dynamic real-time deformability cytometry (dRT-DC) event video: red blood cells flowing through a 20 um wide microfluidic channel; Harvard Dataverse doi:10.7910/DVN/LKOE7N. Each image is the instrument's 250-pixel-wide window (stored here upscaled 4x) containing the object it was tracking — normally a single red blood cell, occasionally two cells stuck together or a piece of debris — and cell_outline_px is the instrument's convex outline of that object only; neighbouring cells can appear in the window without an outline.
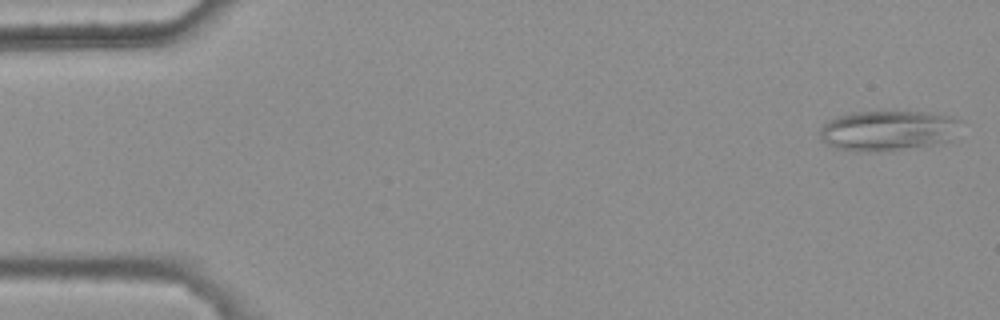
{"species": "common noctule bat (a hibernating species)", "species_latin": "Nyctalus noctula", "temperature_condition": "warm", "stored_images_in_passage": 4, "camera_frame_rate_fps": 3000, "um_per_image_px": 0.085, "animal": {"sex": "female", "body_mass_g": 25.1}, "frame": {"image": 1, "passage_image": 1, "time_ms": 0.0, "image_size_px": [1000, 320], "cell_outline_px": [[960, 120], [948, 140], [932, 144], [872, 152], [860, 152], [836, 148], [824, 144], [820, 140], [820, 128], [828, 120], [848, 112], [932, 112], [956, 116]], "centroid_in_image_um": [75.37, 11.08], "position_along_channel_um": 9.6, "area_um2": 32.71}}
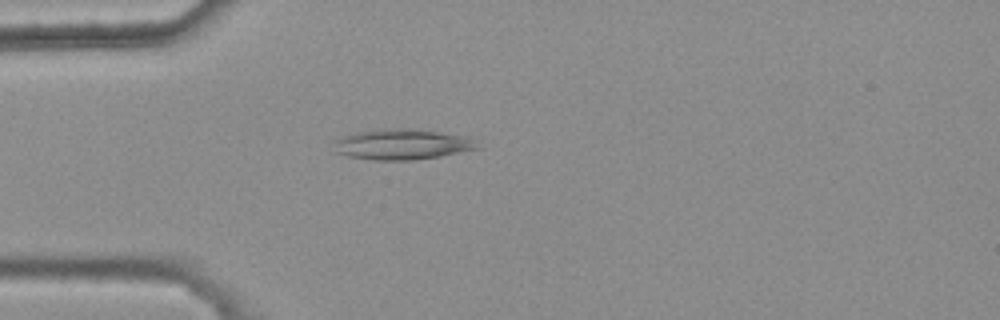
{"frame": {"image": 2, "passage_image": 4, "time_ms": 1.0, "image_size_px": [1000, 320], "cell_outline_px": [[484, 148], [440, 156], [408, 160], [372, 160], [348, 156], [336, 152], [336, 140], [340, 136], [356, 132], [380, 128], [408, 128], [440, 132], [468, 136]], "centroid_in_image_um": [34.23, 12.26], "position_along_channel_um": 50.8, "area_um2": 25.72}}